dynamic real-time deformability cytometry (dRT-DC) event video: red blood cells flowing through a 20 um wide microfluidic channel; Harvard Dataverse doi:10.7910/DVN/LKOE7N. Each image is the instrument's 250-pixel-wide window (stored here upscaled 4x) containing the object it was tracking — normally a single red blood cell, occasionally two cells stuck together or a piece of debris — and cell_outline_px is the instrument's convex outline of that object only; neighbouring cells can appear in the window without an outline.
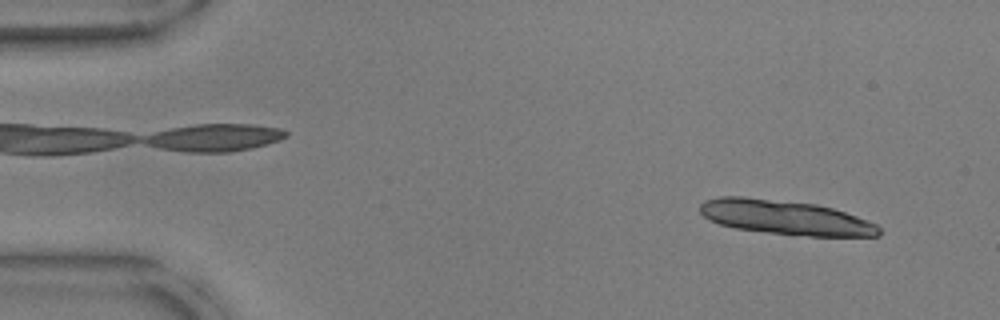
{"species": "common noctule bat (a hibernating species)", "species_latin": "Nyctalus noctula", "temperature_condition": "warm", "stored_images_in_passage": 15, "camera_frame_rate_fps": 3000, "um_per_image_px": 0.085, "animal": {"sex": "male", "body_mass_g": 17.9, "forearm_length_mm": 54.2}, "frame": {"image": 1, "passage_image": 5, "time_ms": 1.333, "image_size_px": [1000, 320], "cell_outline_px": [[880, 236], [792, 236], [736, 228], [720, 224], [708, 220], [700, 212], [700, 204], [704, 200], [720, 196], [744, 196], [816, 204], [832, 208], [856, 216], [876, 224], [880, 228]], "centroid_in_image_um": [66.72, 18.48], "position_along_channel_um": 18.3, "area_um2": 36.13}}